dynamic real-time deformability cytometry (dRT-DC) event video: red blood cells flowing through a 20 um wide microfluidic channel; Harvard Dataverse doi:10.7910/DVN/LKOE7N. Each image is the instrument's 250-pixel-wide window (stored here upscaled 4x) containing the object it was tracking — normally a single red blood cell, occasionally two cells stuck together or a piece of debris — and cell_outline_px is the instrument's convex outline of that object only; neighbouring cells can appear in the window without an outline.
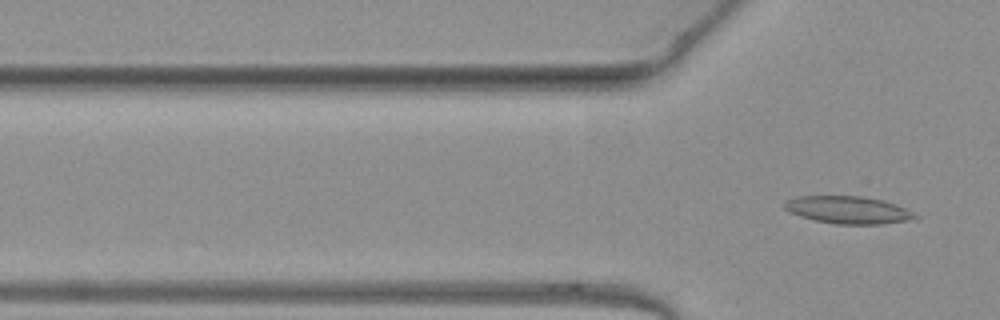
{"species": "common noctule bat (a hibernating species)", "species_latin": "Nyctalus noctula", "temperature_condition": "warm", "stored_images_in_passage": 15, "camera_frame_rate_fps": 3000, "um_per_image_px": 0.085, "animal": {"sex": "female", "body_mass_g": 19.3, "forearm_length_mm": 54.1}, "frame": {"image": 1, "passage_image": 15, "time_ms": 4.667, "image_size_px": [1000, 320], "cell_outline_px": [[920, 216], [908, 220], [880, 224], [836, 224], [816, 220], [800, 216], [788, 212], [780, 204], [784, 200], [796, 196], [860, 196], [884, 200], [896, 204]], "centroid_in_image_um": [72.02, 17.83], "position_along_channel_um": 53.8, "area_um2": 20.98}}